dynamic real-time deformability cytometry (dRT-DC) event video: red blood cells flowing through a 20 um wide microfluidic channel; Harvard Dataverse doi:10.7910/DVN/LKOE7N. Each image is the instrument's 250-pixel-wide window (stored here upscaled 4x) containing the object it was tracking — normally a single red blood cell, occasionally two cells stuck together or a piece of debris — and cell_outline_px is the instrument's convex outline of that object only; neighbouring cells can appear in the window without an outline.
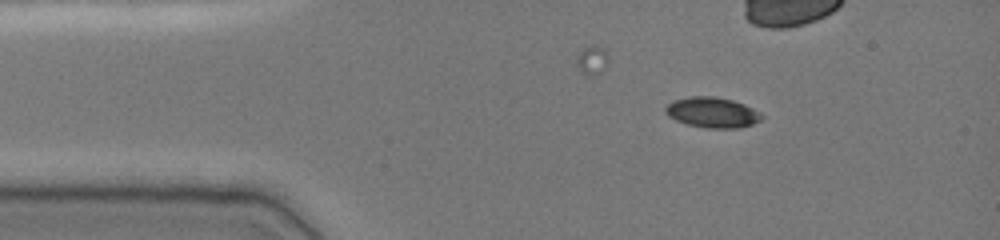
{"species": "common noctule bat (a hibernating species)", "species_latin": "Nyctalus noctula", "temperature_condition": "cold", "stored_images_in_passage": 14, "camera_frame_rate_fps": 3000, "um_per_image_px": 0.085, "animal": {"sex": "female", "body_mass_g": 19.0, "forearm_length_mm": 51.5}, "frame": {"image": 1, "passage_image": 1, "time_ms": 0.0, "image_size_px": [1000, 240], "cell_outline_px": [[764, 116], [760, 120], [752, 124], [740, 128], [704, 128], [688, 124], [676, 120], [668, 116], [664, 112], [664, 108], [672, 100], [688, 96], [716, 96], [732, 100], [744, 104], [752, 108]], "centroid_in_image_um": [60.51, 9.55], "position_along_channel_um": 24.5, "area_um2": 17.17}}